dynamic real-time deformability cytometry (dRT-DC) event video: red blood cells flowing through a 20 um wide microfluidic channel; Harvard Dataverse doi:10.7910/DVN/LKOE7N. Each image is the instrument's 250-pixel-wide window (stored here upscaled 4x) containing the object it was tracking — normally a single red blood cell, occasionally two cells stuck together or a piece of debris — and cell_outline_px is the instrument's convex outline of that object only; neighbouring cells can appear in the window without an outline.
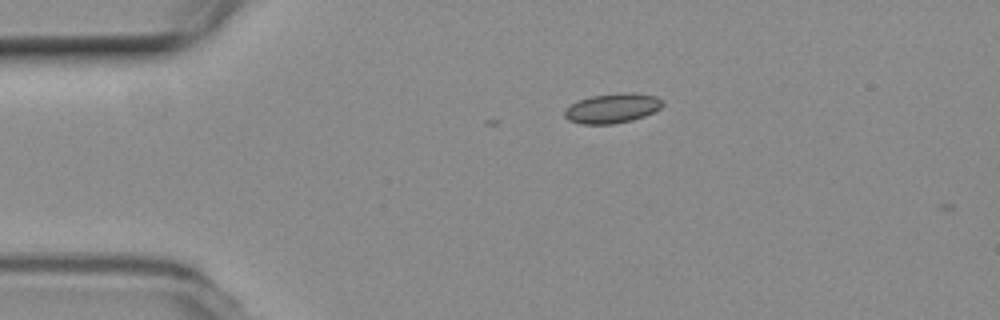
{"species": "common noctule bat (a hibernating species)", "species_latin": "Nyctalus noctula", "temperature_condition": "room temperature", "stored_images_in_passage": 2, "camera_frame_rate_fps": 3000, "um_per_image_px": 0.085, "animal": {"sex": "female", "body_mass_g": 19.3, "forearm_length_mm": 54.1}, "frame": {"image": 1, "passage_image": 1, "time_ms": 0.0, "image_size_px": [1000, 320], "cell_outline_px": [[664, 104], [660, 108], [644, 116], [632, 120], [612, 124], [580, 124], [568, 120], [564, 116], [564, 108], [580, 100], [592, 96], [624, 92], [636, 92], [656, 96]], "centroid_in_image_um": [52.03, 9.2], "position_along_channel_um": 33.0, "area_um2": 16.94}}